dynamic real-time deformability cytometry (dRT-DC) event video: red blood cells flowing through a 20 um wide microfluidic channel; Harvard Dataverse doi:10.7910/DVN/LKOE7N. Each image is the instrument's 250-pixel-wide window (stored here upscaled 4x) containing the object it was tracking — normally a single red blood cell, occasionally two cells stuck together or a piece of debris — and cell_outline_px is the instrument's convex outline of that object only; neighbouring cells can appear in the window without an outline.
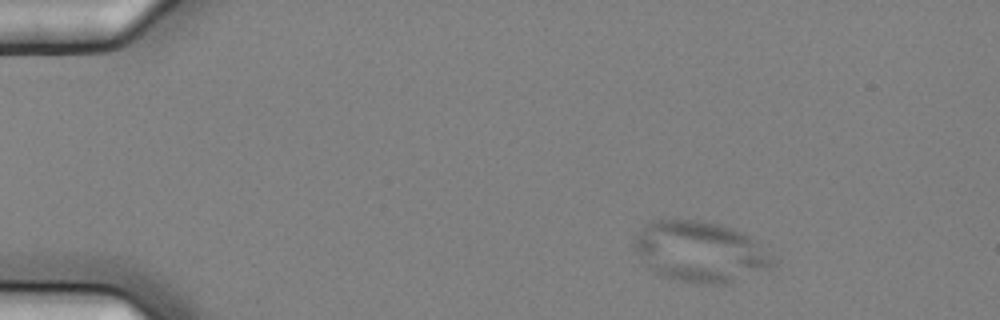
{"species": "common noctule bat (a hibernating species)", "species_latin": "Nyctalus noctula", "temperature_condition": "cold", "stored_images_in_passage": 10, "camera_frame_rate_fps": 3000, "um_per_image_px": 0.085, "animal": {"sex": "female", "body_mass_g": 25.1}, "frame": {"image": 1, "passage_image": 1, "time_ms": 0.0, "image_size_px": [1000, 320], "cell_outline_px": [[780, 260], [772, 268], [728, 284], [692, 284], [664, 276], [648, 268], [644, 264], [632, 248], [632, 240], [652, 220], [700, 220], [732, 228], [744, 232]], "centroid_in_image_um": [59.56, 21.42], "position_along_channel_um": 25.4, "area_um2": 49.59}}